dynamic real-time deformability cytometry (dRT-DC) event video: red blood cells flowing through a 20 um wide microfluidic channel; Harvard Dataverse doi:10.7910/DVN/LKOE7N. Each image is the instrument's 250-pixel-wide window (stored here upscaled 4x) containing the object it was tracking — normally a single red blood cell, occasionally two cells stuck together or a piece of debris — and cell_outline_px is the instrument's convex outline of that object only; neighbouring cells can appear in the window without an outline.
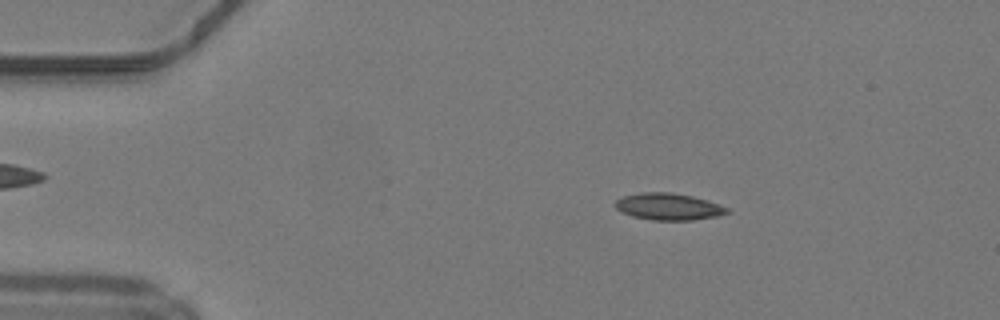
{"species": "common noctule bat (a hibernating species)", "species_latin": "Nyctalus noctula", "temperature_condition": "warm", "stored_images_in_passage": 17, "camera_frame_rate_fps": 3000, "um_per_image_px": 0.085, "animal": {"sex": "male", "body_mass_g": 19.2, "forearm_length_mm": 51.8}, "frame": {"image": 1, "passage_image": 8, "time_ms": 2.333, "image_size_px": [1000, 320], "cell_outline_px": [[732, 212], [716, 216], [692, 220], [652, 220], [632, 216], [616, 208], [612, 204], [616, 200], [624, 196], [640, 192], [672, 192], [692, 196], [708, 200], [720, 204], [728, 208]], "centroid_in_image_um": [56.84, 17.55], "position_along_channel_um": 28.2, "area_um2": 17.57}}
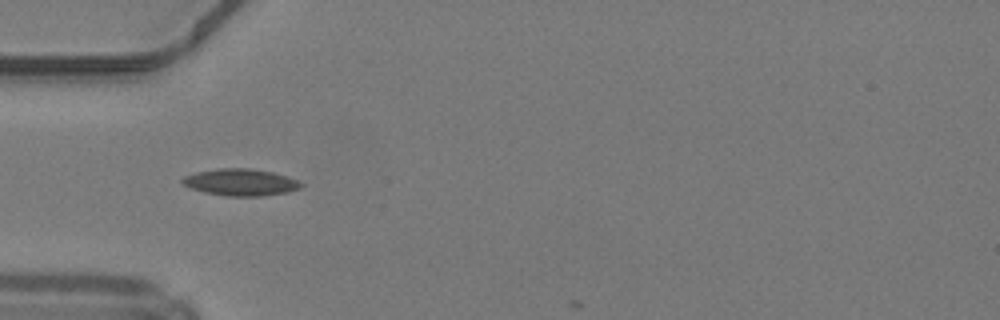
{"frame": {"image": 2, "passage_image": 15, "time_ms": 4.667, "image_size_px": [1000, 320], "cell_outline_px": [[304, 184], [300, 188], [288, 192], [260, 196], [224, 196], [204, 192], [192, 188], [184, 184], [180, 180], [184, 176], [196, 172], [220, 168], [248, 168], [272, 172], [288, 176]], "centroid_in_image_um": [20.46, 15.49], "position_along_channel_um": 64.5, "area_um2": 18.5}}